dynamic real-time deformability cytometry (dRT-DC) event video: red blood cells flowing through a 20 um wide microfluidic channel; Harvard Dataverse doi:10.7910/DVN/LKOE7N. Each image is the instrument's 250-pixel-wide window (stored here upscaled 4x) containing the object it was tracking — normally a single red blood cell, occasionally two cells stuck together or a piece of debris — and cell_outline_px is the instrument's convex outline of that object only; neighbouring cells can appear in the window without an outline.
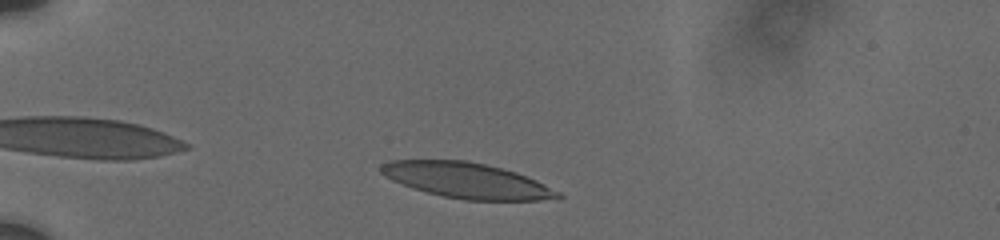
{"species": "human", "species_latin": "Homo sapiens", "temperature_condition": "cold", "stored_images_in_passage": 19, "camera_frame_rate_fps": 3000, "um_per_image_px": 0.085, "donor": {"sex": "male"}, "frame": {"image": 1, "passage_image": 9, "time_ms": 1.333, "image_size_px": [1000, 240], "cell_outline_px": [[564, 196], [540, 200], [464, 200], [444, 196], [412, 188], [392, 180], [384, 176], [380, 172], [380, 164], [388, 160], [468, 160], [516, 172], [536, 180], [560, 192]], "centroid_in_image_um": [39.63, 15.33], "position_along_channel_um": 45.4, "area_um2": 36.36}}
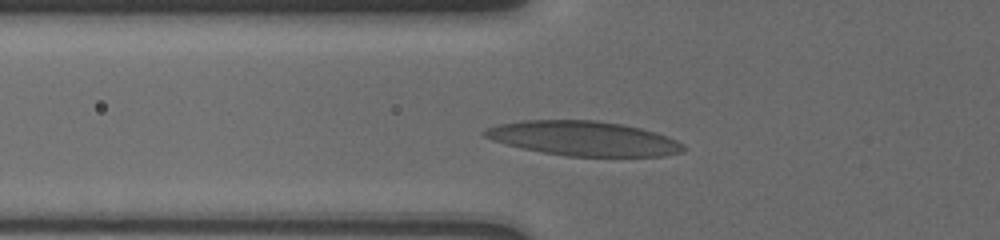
{"frame": {"image": 2, "passage_image": 15, "time_ms": 3.333, "image_size_px": [1000, 240], "cell_outline_px": [[684, 152], [664, 156], [568, 156], [544, 152], [524, 148], [492, 140], [484, 136], [480, 132], [488, 128], [500, 124], [524, 120], [596, 120], [624, 124], [656, 132], [676, 140], [684, 144]], "centroid_in_image_um": [49.64, 11.76], "position_along_channel_um": 76.2, "area_um2": 39.82}}
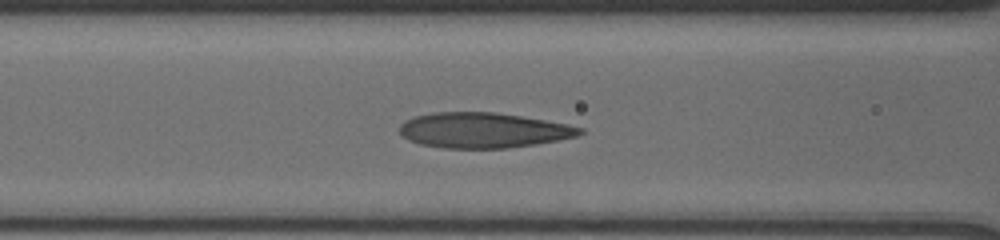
{"frame": {"image": 3, "passage_image": 18, "time_ms": 4.667, "image_size_px": [1000, 240], "cell_outline_px": [[584, 132], [576, 136], [536, 144], [508, 148], [444, 148], [420, 144], [408, 140], [400, 136], [400, 124], [404, 120], [416, 116], [436, 112], [496, 112], [568, 124], [584, 128]], "centroid_in_image_um": [41.05, 11.07], "position_along_channel_um": 125.6, "area_um2": 37.05}}